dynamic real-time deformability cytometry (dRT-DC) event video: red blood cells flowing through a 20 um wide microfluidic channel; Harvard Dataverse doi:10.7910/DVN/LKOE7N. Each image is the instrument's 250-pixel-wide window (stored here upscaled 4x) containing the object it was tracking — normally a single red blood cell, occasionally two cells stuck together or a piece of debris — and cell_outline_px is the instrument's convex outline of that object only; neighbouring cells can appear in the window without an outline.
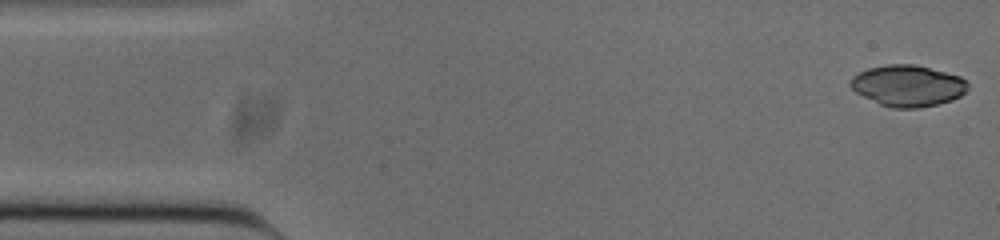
{"species": "common noctule bat (a hibernating species)", "species_latin": "Nyctalus noctula", "temperature_condition": "cold", "stored_images_in_passage": 51, "camera_frame_rate_fps": 3000, "um_per_image_px": 0.085, "animal": {"sex": "male", "body_mass_g": 20.0, "forearm_length_mm": 53.3}, "frame": {"image": 1, "passage_image": 1, "time_ms": 0.0, "image_size_px": [1000, 240], "cell_outline_px": [[968, 88], [960, 96], [952, 100], [920, 108], [892, 108], [880, 104], [856, 92], [848, 84], [852, 76], [868, 68], [888, 64], [912, 64], [960, 76], [968, 80]], "centroid_in_image_um": [77.16, 7.29], "position_along_channel_um": 7.8, "area_um2": 28.09}}